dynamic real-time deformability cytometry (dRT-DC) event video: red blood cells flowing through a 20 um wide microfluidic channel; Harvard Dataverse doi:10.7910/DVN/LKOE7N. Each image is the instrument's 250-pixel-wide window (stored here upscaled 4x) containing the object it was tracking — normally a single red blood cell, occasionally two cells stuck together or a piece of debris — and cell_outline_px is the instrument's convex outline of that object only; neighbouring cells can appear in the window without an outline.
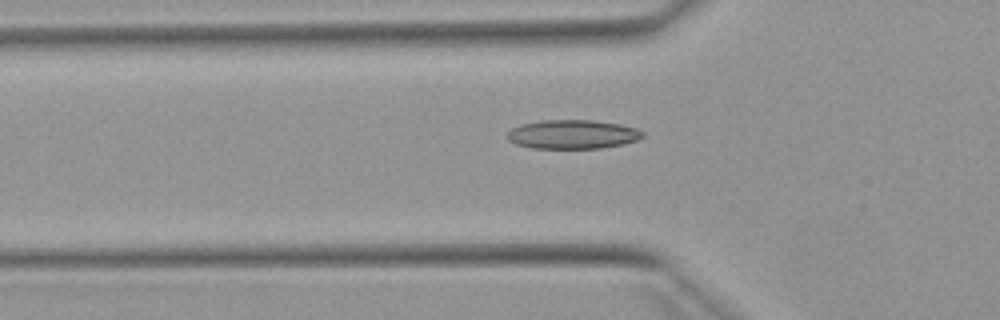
{"species": "Egyptian fruit bat (a non-hibernating species)", "species_latin": "Rousettus aegyptiacus", "temperature_condition": "warm", "stored_images_in_passage": 29, "camera_frame_rate_fps": 3000, "um_per_image_px": 0.085, "animal": {"sex": "female"}, "frame": {"image": 1, "passage_image": 18, "time_ms": 5.667, "image_size_px": [1000, 320], "cell_outline_px": [[644, 136], [636, 140], [620, 144], [600, 148], [532, 148], [516, 144], [508, 140], [504, 136], [512, 128], [520, 124], [540, 120], [592, 120], [620, 124], [636, 128], [644, 132]], "centroid_in_image_um": [48.62, 11.41], "position_along_channel_um": 77.2, "area_um2": 22.89}}
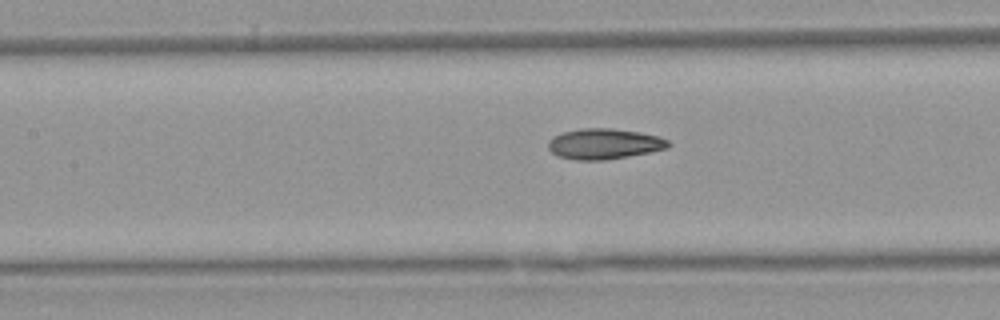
{"frame": {"image": 2, "passage_image": 24, "time_ms": 7.667, "image_size_px": [1000, 320], "cell_outline_px": [[672, 144], [668, 148], [628, 156], [604, 160], [576, 160], [556, 156], [548, 148], [548, 140], [552, 136], [560, 132], [580, 128], [612, 128], [640, 132], [660, 136], [668, 140]], "centroid_in_image_um": [51.33, 12.21], "position_along_channel_um": 156.1, "area_um2": 21.68}}
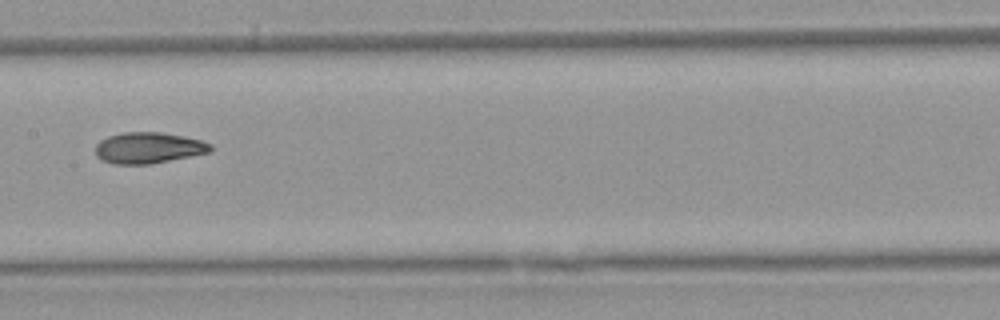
{"frame": {"image": 3, "passage_image": 27, "time_ms": 8.667, "image_size_px": [1000, 320], "cell_outline_px": [[212, 148], [208, 152], [148, 164], [112, 164], [100, 160], [96, 156], [96, 144], [100, 140], [108, 136], [124, 132], [160, 132], [184, 136], [200, 140], [212, 144]], "centroid_in_image_um": [12.56, 12.56], "position_along_channel_um": 194.8, "area_um2": 20.69}}